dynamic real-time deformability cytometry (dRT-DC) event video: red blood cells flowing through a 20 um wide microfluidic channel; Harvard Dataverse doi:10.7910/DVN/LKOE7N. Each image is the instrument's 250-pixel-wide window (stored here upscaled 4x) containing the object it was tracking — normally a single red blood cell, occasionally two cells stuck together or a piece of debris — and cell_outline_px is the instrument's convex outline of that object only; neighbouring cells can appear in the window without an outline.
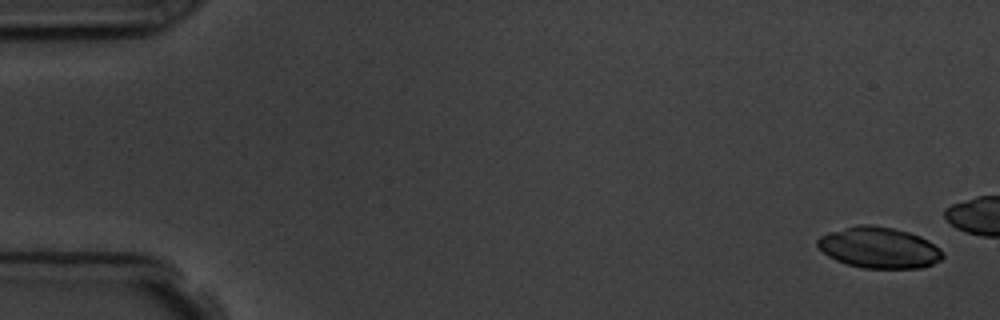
{"species": "common noctule bat (a hibernating species)", "species_latin": "Nyctalus noctula", "temperature_condition": "room temperature", "stored_images_in_passage": 5, "camera_frame_rate_fps": 3000, "um_per_image_px": 0.085, "animal": {"sex": "male", "body_mass_g": 19.5, "forearm_length_mm": 54.6}, "frame": {"image": 1, "passage_image": 1, "time_ms": 0.0, "image_size_px": [1000, 320], "cell_outline_px": [[944, 256], [940, 260], [932, 264], [920, 268], [864, 268], [848, 264], [836, 260], [828, 256], [816, 244], [816, 240], [820, 236], [832, 232], [860, 224], [872, 224], [892, 228], [908, 232], [920, 236], [928, 240], [940, 248], [944, 252]], "centroid_in_image_um": [74.75, 21.05], "position_along_channel_um": 10.3, "area_um2": 29.77}}